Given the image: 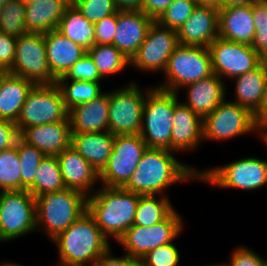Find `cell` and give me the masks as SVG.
I'll return each instance as SVG.
<instances>
[{
  "label": "cell",
  "instance_id": "46",
  "mask_svg": "<svg viewBox=\"0 0 267 266\" xmlns=\"http://www.w3.org/2000/svg\"><path fill=\"white\" fill-rule=\"evenodd\" d=\"M19 136L15 122L0 119V152L14 146Z\"/></svg>",
  "mask_w": 267,
  "mask_h": 266
},
{
  "label": "cell",
  "instance_id": "48",
  "mask_svg": "<svg viewBox=\"0 0 267 266\" xmlns=\"http://www.w3.org/2000/svg\"><path fill=\"white\" fill-rule=\"evenodd\" d=\"M173 1L174 0H143L141 11L153 21H157Z\"/></svg>",
  "mask_w": 267,
  "mask_h": 266
},
{
  "label": "cell",
  "instance_id": "12",
  "mask_svg": "<svg viewBox=\"0 0 267 266\" xmlns=\"http://www.w3.org/2000/svg\"><path fill=\"white\" fill-rule=\"evenodd\" d=\"M146 149L147 145L140 134L115 135L110 157L99 172L101 186L122 188L136 170Z\"/></svg>",
  "mask_w": 267,
  "mask_h": 266
},
{
  "label": "cell",
  "instance_id": "8",
  "mask_svg": "<svg viewBox=\"0 0 267 266\" xmlns=\"http://www.w3.org/2000/svg\"><path fill=\"white\" fill-rule=\"evenodd\" d=\"M154 87L140 89L135 82L109 91V132L113 135L140 134L146 95Z\"/></svg>",
  "mask_w": 267,
  "mask_h": 266
},
{
  "label": "cell",
  "instance_id": "52",
  "mask_svg": "<svg viewBox=\"0 0 267 266\" xmlns=\"http://www.w3.org/2000/svg\"><path fill=\"white\" fill-rule=\"evenodd\" d=\"M197 5L212 6L220 9L222 0H194Z\"/></svg>",
  "mask_w": 267,
  "mask_h": 266
},
{
  "label": "cell",
  "instance_id": "26",
  "mask_svg": "<svg viewBox=\"0 0 267 266\" xmlns=\"http://www.w3.org/2000/svg\"><path fill=\"white\" fill-rule=\"evenodd\" d=\"M69 5L66 0H32L26 3V31L45 34L57 29L59 21Z\"/></svg>",
  "mask_w": 267,
  "mask_h": 266
},
{
  "label": "cell",
  "instance_id": "34",
  "mask_svg": "<svg viewBox=\"0 0 267 266\" xmlns=\"http://www.w3.org/2000/svg\"><path fill=\"white\" fill-rule=\"evenodd\" d=\"M55 84L61 91L63 102L68 111L77 105L90 102L103 93L98 82L56 80Z\"/></svg>",
  "mask_w": 267,
  "mask_h": 266
},
{
  "label": "cell",
  "instance_id": "55",
  "mask_svg": "<svg viewBox=\"0 0 267 266\" xmlns=\"http://www.w3.org/2000/svg\"><path fill=\"white\" fill-rule=\"evenodd\" d=\"M9 0H0V8L5 6Z\"/></svg>",
  "mask_w": 267,
  "mask_h": 266
},
{
  "label": "cell",
  "instance_id": "38",
  "mask_svg": "<svg viewBox=\"0 0 267 266\" xmlns=\"http://www.w3.org/2000/svg\"><path fill=\"white\" fill-rule=\"evenodd\" d=\"M255 34L251 47L265 60L267 58V0L252 4Z\"/></svg>",
  "mask_w": 267,
  "mask_h": 266
},
{
  "label": "cell",
  "instance_id": "21",
  "mask_svg": "<svg viewBox=\"0 0 267 266\" xmlns=\"http://www.w3.org/2000/svg\"><path fill=\"white\" fill-rule=\"evenodd\" d=\"M225 83L218 75L213 74L188 84L182 88L186 89V101L183 103L204 119L226 99L228 91Z\"/></svg>",
  "mask_w": 267,
  "mask_h": 266
},
{
  "label": "cell",
  "instance_id": "17",
  "mask_svg": "<svg viewBox=\"0 0 267 266\" xmlns=\"http://www.w3.org/2000/svg\"><path fill=\"white\" fill-rule=\"evenodd\" d=\"M218 13V8L197 5L187 21L177 30L179 44L208 48L219 37Z\"/></svg>",
  "mask_w": 267,
  "mask_h": 266
},
{
  "label": "cell",
  "instance_id": "50",
  "mask_svg": "<svg viewBox=\"0 0 267 266\" xmlns=\"http://www.w3.org/2000/svg\"><path fill=\"white\" fill-rule=\"evenodd\" d=\"M118 11L141 10L143 0H113Z\"/></svg>",
  "mask_w": 267,
  "mask_h": 266
},
{
  "label": "cell",
  "instance_id": "3",
  "mask_svg": "<svg viewBox=\"0 0 267 266\" xmlns=\"http://www.w3.org/2000/svg\"><path fill=\"white\" fill-rule=\"evenodd\" d=\"M140 196L122 188L99 186L87 197V211L108 240L118 241L133 226Z\"/></svg>",
  "mask_w": 267,
  "mask_h": 266
},
{
  "label": "cell",
  "instance_id": "20",
  "mask_svg": "<svg viewBox=\"0 0 267 266\" xmlns=\"http://www.w3.org/2000/svg\"><path fill=\"white\" fill-rule=\"evenodd\" d=\"M203 141V119L179 101L174 107L171 151H194Z\"/></svg>",
  "mask_w": 267,
  "mask_h": 266
},
{
  "label": "cell",
  "instance_id": "37",
  "mask_svg": "<svg viewBox=\"0 0 267 266\" xmlns=\"http://www.w3.org/2000/svg\"><path fill=\"white\" fill-rule=\"evenodd\" d=\"M0 32L18 38L25 35V4L19 0H9L0 8Z\"/></svg>",
  "mask_w": 267,
  "mask_h": 266
},
{
  "label": "cell",
  "instance_id": "11",
  "mask_svg": "<svg viewBox=\"0 0 267 266\" xmlns=\"http://www.w3.org/2000/svg\"><path fill=\"white\" fill-rule=\"evenodd\" d=\"M183 217L175 209L162 221L151 227L132 226L117 241L125 253L140 260L150 250L175 241L184 229Z\"/></svg>",
  "mask_w": 267,
  "mask_h": 266
},
{
  "label": "cell",
  "instance_id": "19",
  "mask_svg": "<svg viewBox=\"0 0 267 266\" xmlns=\"http://www.w3.org/2000/svg\"><path fill=\"white\" fill-rule=\"evenodd\" d=\"M65 187L92 195L99 182V173L71 145L57 155ZM95 188V189H94Z\"/></svg>",
  "mask_w": 267,
  "mask_h": 266
},
{
  "label": "cell",
  "instance_id": "25",
  "mask_svg": "<svg viewBox=\"0 0 267 266\" xmlns=\"http://www.w3.org/2000/svg\"><path fill=\"white\" fill-rule=\"evenodd\" d=\"M255 32L252 5L219 9L218 34L220 38L251 45Z\"/></svg>",
  "mask_w": 267,
  "mask_h": 266
},
{
  "label": "cell",
  "instance_id": "30",
  "mask_svg": "<svg viewBox=\"0 0 267 266\" xmlns=\"http://www.w3.org/2000/svg\"><path fill=\"white\" fill-rule=\"evenodd\" d=\"M57 30L86 50L95 44L94 24L87 21L73 4L66 8Z\"/></svg>",
  "mask_w": 267,
  "mask_h": 266
},
{
  "label": "cell",
  "instance_id": "23",
  "mask_svg": "<svg viewBox=\"0 0 267 266\" xmlns=\"http://www.w3.org/2000/svg\"><path fill=\"white\" fill-rule=\"evenodd\" d=\"M46 59L55 80L66 75L72 65L87 53L82 46L71 41L57 29L44 34Z\"/></svg>",
  "mask_w": 267,
  "mask_h": 266
},
{
  "label": "cell",
  "instance_id": "51",
  "mask_svg": "<svg viewBox=\"0 0 267 266\" xmlns=\"http://www.w3.org/2000/svg\"><path fill=\"white\" fill-rule=\"evenodd\" d=\"M259 0H222L221 8L232 7V6H244L252 5Z\"/></svg>",
  "mask_w": 267,
  "mask_h": 266
},
{
  "label": "cell",
  "instance_id": "43",
  "mask_svg": "<svg viewBox=\"0 0 267 266\" xmlns=\"http://www.w3.org/2000/svg\"><path fill=\"white\" fill-rule=\"evenodd\" d=\"M95 44L113 45V39L117 30V11L104 17L94 24Z\"/></svg>",
  "mask_w": 267,
  "mask_h": 266
},
{
  "label": "cell",
  "instance_id": "60",
  "mask_svg": "<svg viewBox=\"0 0 267 266\" xmlns=\"http://www.w3.org/2000/svg\"><path fill=\"white\" fill-rule=\"evenodd\" d=\"M263 266H267V259H265Z\"/></svg>",
  "mask_w": 267,
  "mask_h": 266
},
{
  "label": "cell",
  "instance_id": "6",
  "mask_svg": "<svg viewBox=\"0 0 267 266\" xmlns=\"http://www.w3.org/2000/svg\"><path fill=\"white\" fill-rule=\"evenodd\" d=\"M163 73L165 80L154 87L179 94L184 86L214 74L209 49L179 44L169 57Z\"/></svg>",
  "mask_w": 267,
  "mask_h": 266
},
{
  "label": "cell",
  "instance_id": "54",
  "mask_svg": "<svg viewBox=\"0 0 267 266\" xmlns=\"http://www.w3.org/2000/svg\"><path fill=\"white\" fill-rule=\"evenodd\" d=\"M0 266H24V265L18 264L17 262L13 263L12 261H7V262L4 261L0 263Z\"/></svg>",
  "mask_w": 267,
  "mask_h": 266
},
{
  "label": "cell",
  "instance_id": "39",
  "mask_svg": "<svg viewBox=\"0 0 267 266\" xmlns=\"http://www.w3.org/2000/svg\"><path fill=\"white\" fill-rule=\"evenodd\" d=\"M196 6L194 0H174L157 22L161 26L177 31L191 16Z\"/></svg>",
  "mask_w": 267,
  "mask_h": 266
},
{
  "label": "cell",
  "instance_id": "41",
  "mask_svg": "<svg viewBox=\"0 0 267 266\" xmlns=\"http://www.w3.org/2000/svg\"><path fill=\"white\" fill-rule=\"evenodd\" d=\"M180 252L174 242L150 250L139 260L140 266H178Z\"/></svg>",
  "mask_w": 267,
  "mask_h": 266
},
{
  "label": "cell",
  "instance_id": "56",
  "mask_svg": "<svg viewBox=\"0 0 267 266\" xmlns=\"http://www.w3.org/2000/svg\"><path fill=\"white\" fill-rule=\"evenodd\" d=\"M203 266V265H202ZM204 266H225V264L224 263H214V264H210V265H204Z\"/></svg>",
  "mask_w": 267,
  "mask_h": 266
},
{
  "label": "cell",
  "instance_id": "16",
  "mask_svg": "<svg viewBox=\"0 0 267 266\" xmlns=\"http://www.w3.org/2000/svg\"><path fill=\"white\" fill-rule=\"evenodd\" d=\"M213 73L224 81L233 79L256 68L264 59L251 47L216 38L208 46Z\"/></svg>",
  "mask_w": 267,
  "mask_h": 266
},
{
  "label": "cell",
  "instance_id": "13",
  "mask_svg": "<svg viewBox=\"0 0 267 266\" xmlns=\"http://www.w3.org/2000/svg\"><path fill=\"white\" fill-rule=\"evenodd\" d=\"M254 132L257 134L254 114L229 99L203 119V139L207 142H224Z\"/></svg>",
  "mask_w": 267,
  "mask_h": 266
},
{
  "label": "cell",
  "instance_id": "7",
  "mask_svg": "<svg viewBox=\"0 0 267 266\" xmlns=\"http://www.w3.org/2000/svg\"><path fill=\"white\" fill-rule=\"evenodd\" d=\"M199 182L221 189L255 191L267 184V160L246 157L223 166L201 169Z\"/></svg>",
  "mask_w": 267,
  "mask_h": 266
},
{
  "label": "cell",
  "instance_id": "4",
  "mask_svg": "<svg viewBox=\"0 0 267 266\" xmlns=\"http://www.w3.org/2000/svg\"><path fill=\"white\" fill-rule=\"evenodd\" d=\"M36 230L53 240L87 211V196L72 188L45 192L35 198Z\"/></svg>",
  "mask_w": 267,
  "mask_h": 266
},
{
  "label": "cell",
  "instance_id": "27",
  "mask_svg": "<svg viewBox=\"0 0 267 266\" xmlns=\"http://www.w3.org/2000/svg\"><path fill=\"white\" fill-rule=\"evenodd\" d=\"M114 139L109 131L71 134V146L99 173L110 157Z\"/></svg>",
  "mask_w": 267,
  "mask_h": 266
},
{
  "label": "cell",
  "instance_id": "18",
  "mask_svg": "<svg viewBox=\"0 0 267 266\" xmlns=\"http://www.w3.org/2000/svg\"><path fill=\"white\" fill-rule=\"evenodd\" d=\"M152 23L153 20L141 10H117V30L113 45L131 60L145 40Z\"/></svg>",
  "mask_w": 267,
  "mask_h": 266
},
{
  "label": "cell",
  "instance_id": "33",
  "mask_svg": "<svg viewBox=\"0 0 267 266\" xmlns=\"http://www.w3.org/2000/svg\"><path fill=\"white\" fill-rule=\"evenodd\" d=\"M65 187L57 156H45L36 171L33 184L27 189L35 198L45 192Z\"/></svg>",
  "mask_w": 267,
  "mask_h": 266
},
{
  "label": "cell",
  "instance_id": "59",
  "mask_svg": "<svg viewBox=\"0 0 267 266\" xmlns=\"http://www.w3.org/2000/svg\"><path fill=\"white\" fill-rule=\"evenodd\" d=\"M69 4H73L74 0H66Z\"/></svg>",
  "mask_w": 267,
  "mask_h": 266
},
{
  "label": "cell",
  "instance_id": "49",
  "mask_svg": "<svg viewBox=\"0 0 267 266\" xmlns=\"http://www.w3.org/2000/svg\"><path fill=\"white\" fill-rule=\"evenodd\" d=\"M254 119L257 127L267 124V81L260 106L254 113Z\"/></svg>",
  "mask_w": 267,
  "mask_h": 266
},
{
  "label": "cell",
  "instance_id": "15",
  "mask_svg": "<svg viewBox=\"0 0 267 266\" xmlns=\"http://www.w3.org/2000/svg\"><path fill=\"white\" fill-rule=\"evenodd\" d=\"M39 84H55L46 59L44 34L26 33L17 38L14 64L8 71Z\"/></svg>",
  "mask_w": 267,
  "mask_h": 266
},
{
  "label": "cell",
  "instance_id": "58",
  "mask_svg": "<svg viewBox=\"0 0 267 266\" xmlns=\"http://www.w3.org/2000/svg\"><path fill=\"white\" fill-rule=\"evenodd\" d=\"M6 71L0 69V79L2 78V75L5 73Z\"/></svg>",
  "mask_w": 267,
  "mask_h": 266
},
{
  "label": "cell",
  "instance_id": "2",
  "mask_svg": "<svg viewBox=\"0 0 267 266\" xmlns=\"http://www.w3.org/2000/svg\"><path fill=\"white\" fill-rule=\"evenodd\" d=\"M51 242L58 251L59 263L56 266H93L111 247L88 211Z\"/></svg>",
  "mask_w": 267,
  "mask_h": 266
},
{
  "label": "cell",
  "instance_id": "31",
  "mask_svg": "<svg viewBox=\"0 0 267 266\" xmlns=\"http://www.w3.org/2000/svg\"><path fill=\"white\" fill-rule=\"evenodd\" d=\"M169 196L141 195L136 208L133 226L151 227L164 220L175 208Z\"/></svg>",
  "mask_w": 267,
  "mask_h": 266
},
{
  "label": "cell",
  "instance_id": "24",
  "mask_svg": "<svg viewBox=\"0 0 267 266\" xmlns=\"http://www.w3.org/2000/svg\"><path fill=\"white\" fill-rule=\"evenodd\" d=\"M20 138L35 146L46 156H57L71 145V126L69 120L25 128Z\"/></svg>",
  "mask_w": 267,
  "mask_h": 266
},
{
  "label": "cell",
  "instance_id": "57",
  "mask_svg": "<svg viewBox=\"0 0 267 266\" xmlns=\"http://www.w3.org/2000/svg\"><path fill=\"white\" fill-rule=\"evenodd\" d=\"M21 3H23V4H26V3H29V2H31L32 0H19Z\"/></svg>",
  "mask_w": 267,
  "mask_h": 266
},
{
  "label": "cell",
  "instance_id": "32",
  "mask_svg": "<svg viewBox=\"0 0 267 266\" xmlns=\"http://www.w3.org/2000/svg\"><path fill=\"white\" fill-rule=\"evenodd\" d=\"M87 53L103 79L122 73L127 66H130V60L114 45L94 44Z\"/></svg>",
  "mask_w": 267,
  "mask_h": 266
},
{
  "label": "cell",
  "instance_id": "36",
  "mask_svg": "<svg viewBox=\"0 0 267 266\" xmlns=\"http://www.w3.org/2000/svg\"><path fill=\"white\" fill-rule=\"evenodd\" d=\"M16 148L21 166V190H27L33 184L39 164L46 155L20 137L16 141Z\"/></svg>",
  "mask_w": 267,
  "mask_h": 266
},
{
  "label": "cell",
  "instance_id": "22",
  "mask_svg": "<svg viewBox=\"0 0 267 266\" xmlns=\"http://www.w3.org/2000/svg\"><path fill=\"white\" fill-rule=\"evenodd\" d=\"M71 134L109 131V91L69 110Z\"/></svg>",
  "mask_w": 267,
  "mask_h": 266
},
{
  "label": "cell",
  "instance_id": "10",
  "mask_svg": "<svg viewBox=\"0 0 267 266\" xmlns=\"http://www.w3.org/2000/svg\"><path fill=\"white\" fill-rule=\"evenodd\" d=\"M35 231V197L28 190L0 191V243Z\"/></svg>",
  "mask_w": 267,
  "mask_h": 266
},
{
  "label": "cell",
  "instance_id": "42",
  "mask_svg": "<svg viewBox=\"0 0 267 266\" xmlns=\"http://www.w3.org/2000/svg\"><path fill=\"white\" fill-rule=\"evenodd\" d=\"M57 80H78L101 83L103 78L100 76L92 58L86 53L72 65L65 76Z\"/></svg>",
  "mask_w": 267,
  "mask_h": 266
},
{
  "label": "cell",
  "instance_id": "5",
  "mask_svg": "<svg viewBox=\"0 0 267 266\" xmlns=\"http://www.w3.org/2000/svg\"><path fill=\"white\" fill-rule=\"evenodd\" d=\"M178 93L154 87L147 95L143 106L140 136L147 148H162L171 151V132L174 107L179 102Z\"/></svg>",
  "mask_w": 267,
  "mask_h": 266
},
{
  "label": "cell",
  "instance_id": "44",
  "mask_svg": "<svg viewBox=\"0 0 267 266\" xmlns=\"http://www.w3.org/2000/svg\"><path fill=\"white\" fill-rule=\"evenodd\" d=\"M265 259L250 248L239 246L231 252L230 261L225 266H263Z\"/></svg>",
  "mask_w": 267,
  "mask_h": 266
},
{
  "label": "cell",
  "instance_id": "28",
  "mask_svg": "<svg viewBox=\"0 0 267 266\" xmlns=\"http://www.w3.org/2000/svg\"><path fill=\"white\" fill-rule=\"evenodd\" d=\"M36 84L5 72L0 79V119L16 122L28 93Z\"/></svg>",
  "mask_w": 267,
  "mask_h": 266
},
{
  "label": "cell",
  "instance_id": "9",
  "mask_svg": "<svg viewBox=\"0 0 267 266\" xmlns=\"http://www.w3.org/2000/svg\"><path fill=\"white\" fill-rule=\"evenodd\" d=\"M69 111L56 84L35 85L15 122L19 134L27 127L69 120Z\"/></svg>",
  "mask_w": 267,
  "mask_h": 266
},
{
  "label": "cell",
  "instance_id": "14",
  "mask_svg": "<svg viewBox=\"0 0 267 266\" xmlns=\"http://www.w3.org/2000/svg\"><path fill=\"white\" fill-rule=\"evenodd\" d=\"M178 45L177 31L153 21L148 28L145 40L130 60V67L145 73L164 72L169 57Z\"/></svg>",
  "mask_w": 267,
  "mask_h": 266
},
{
  "label": "cell",
  "instance_id": "29",
  "mask_svg": "<svg viewBox=\"0 0 267 266\" xmlns=\"http://www.w3.org/2000/svg\"><path fill=\"white\" fill-rule=\"evenodd\" d=\"M235 89L232 102L249 109L253 114L258 110L267 81V61L263 60L256 68L233 78Z\"/></svg>",
  "mask_w": 267,
  "mask_h": 266
},
{
  "label": "cell",
  "instance_id": "35",
  "mask_svg": "<svg viewBox=\"0 0 267 266\" xmlns=\"http://www.w3.org/2000/svg\"><path fill=\"white\" fill-rule=\"evenodd\" d=\"M20 168L16 144L0 152V191L21 190Z\"/></svg>",
  "mask_w": 267,
  "mask_h": 266
},
{
  "label": "cell",
  "instance_id": "1",
  "mask_svg": "<svg viewBox=\"0 0 267 266\" xmlns=\"http://www.w3.org/2000/svg\"><path fill=\"white\" fill-rule=\"evenodd\" d=\"M175 152L162 148H147L136 170L122 189L139 195H163L174 184L199 181L200 169L176 159Z\"/></svg>",
  "mask_w": 267,
  "mask_h": 266
},
{
  "label": "cell",
  "instance_id": "40",
  "mask_svg": "<svg viewBox=\"0 0 267 266\" xmlns=\"http://www.w3.org/2000/svg\"><path fill=\"white\" fill-rule=\"evenodd\" d=\"M73 5L93 24L117 11L113 0H74Z\"/></svg>",
  "mask_w": 267,
  "mask_h": 266
},
{
  "label": "cell",
  "instance_id": "53",
  "mask_svg": "<svg viewBox=\"0 0 267 266\" xmlns=\"http://www.w3.org/2000/svg\"><path fill=\"white\" fill-rule=\"evenodd\" d=\"M257 133L261 140L264 141L263 143L267 145V124L257 127Z\"/></svg>",
  "mask_w": 267,
  "mask_h": 266
},
{
  "label": "cell",
  "instance_id": "47",
  "mask_svg": "<svg viewBox=\"0 0 267 266\" xmlns=\"http://www.w3.org/2000/svg\"><path fill=\"white\" fill-rule=\"evenodd\" d=\"M112 248L110 247L105 253H103L93 264V266H140V262L127 255L114 257Z\"/></svg>",
  "mask_w": 267,
  "mask_h": 266
},
{
  "label": "cell",
  "instance_id": "45",
  "mask_svg": "<svg viewBox=\"0 0 267 266\" xmlns=\"http://www.w3.org/2000/svg\"><path fill=\"white\" fill-rule=\"evenodd\" d=\"M17 38L0 32V69L9 71L15 58Z\"/></svg>",
  "mask_w": 267,
  "mask_h": 266
}]
</instances>
